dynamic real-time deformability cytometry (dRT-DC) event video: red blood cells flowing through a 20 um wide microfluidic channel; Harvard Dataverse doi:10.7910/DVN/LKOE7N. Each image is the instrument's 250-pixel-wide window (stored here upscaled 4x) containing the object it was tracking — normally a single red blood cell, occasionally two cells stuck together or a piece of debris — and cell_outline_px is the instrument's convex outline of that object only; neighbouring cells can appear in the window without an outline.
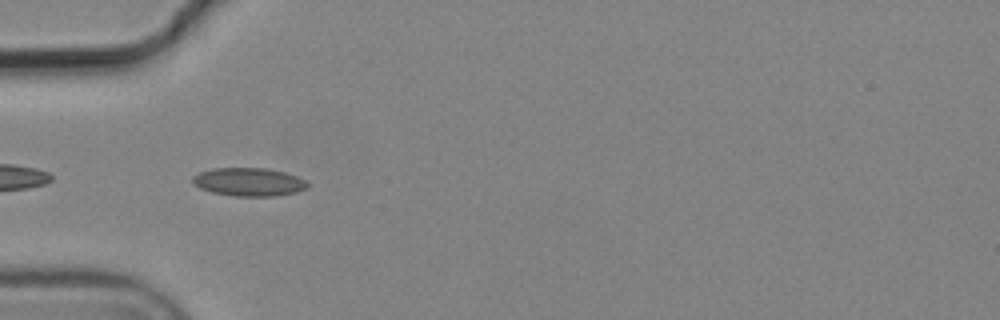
{"species": "common noctule bat (a hibernating species)", "species_latin": "Nyctalus noctula", "temperature_condition": "cold", "stored_images_in_passage": 7, "camera_frame_rate_fps": 3000, "um_per_image_px": 0.085, "animal": {"sex": "male", "body_mass_g": 19.2, "forearm_length_mm": 51.8}, "frame": {"image": 1, "passage_image": 3, "time_ms": 0.667, "image_size_px": [1000, 320], "cell_outline_px": [[308, 188], [296, 192], [276, 196], [236, 196], [212, 192], [200, 188], [192, 184], [192, 176], [200, 172], [212, 168], [268, 168], [284, 172], [296, 176], [304, 180], [308, 184]], "centroid_in_image_um": [21.13, 15.46], "position_along_channel_um": 63.9, "area_um2": 18.96}}
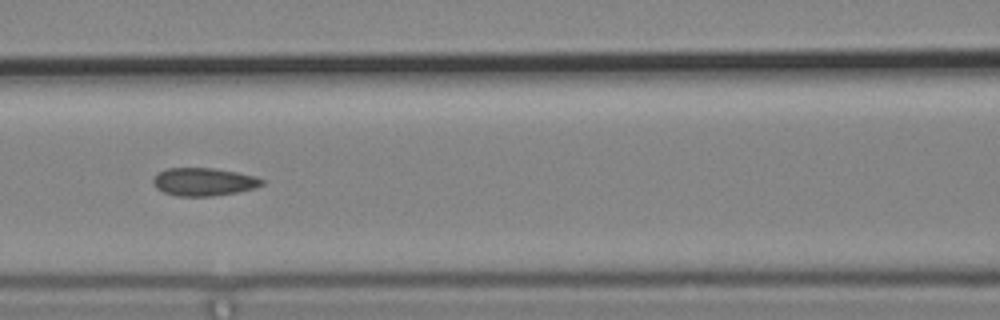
{"frame": {"image": 2, "passage_image": 5, "time_ms": 1.333, "image_size_px": [1000, 320], "cell_outline_px": [[264, 184], [256, 188], [236, 192], [212, 196], [176, 196], [164, 192], [156, 188], [152, 184], [152, 180], [160, 172], [168, 168], [212, 168], [236, 172], [256, 176], [264, 180]], "centroid_in_image_um": [17.33, 15.46], "position_along_channel_um": 149.3, "area_um2": 17.69}}
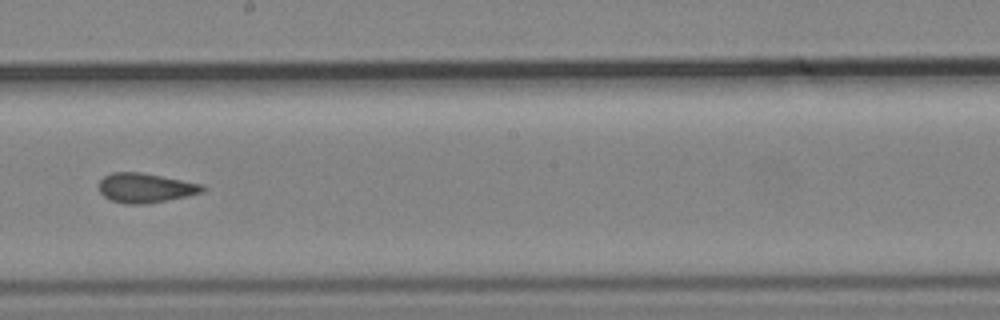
{"frame": {"image": 3, "passage_image": 7, "time_ms": 2.0, "image_size_px": [1000, 320], "cell_outline_px": [[208, 188], [204, 192], [148, 204], [124, 204], [112, 200], [104, 196], [100, 192], [100, 180], [104, 176], [112, 172], [140, 172], [204, 184]], "centroid_in_image_um": [12.4, 15.97], "position_along_channel_um": 235.8, "area_um2": 17.86}}